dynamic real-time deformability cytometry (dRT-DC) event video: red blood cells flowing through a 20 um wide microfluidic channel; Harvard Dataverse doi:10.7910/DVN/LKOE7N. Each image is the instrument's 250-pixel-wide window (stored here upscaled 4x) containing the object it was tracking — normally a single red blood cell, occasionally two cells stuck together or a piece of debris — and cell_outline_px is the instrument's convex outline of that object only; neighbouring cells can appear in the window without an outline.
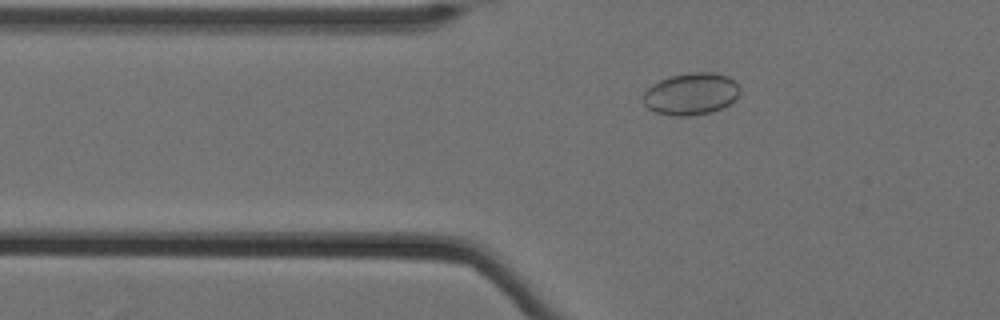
{"species": "Egyptian fruit bat (a non-hibernating species)", "species_latin": "Rousettus aegyptiacus", "temperature_condition": "cold", "stored_images_in_passage": 38, "camera_frame_rate_fps": 3000, "um_per_image_px": 0.085, "animal": {"sex": "female"}, "frame": {"image": 1, "passage_image": 3, "time_ms": 0.667, "image_size_px": [1000, 320], "cell_outline_px": [[740, 92], [736, 100], [712, 112], [688, 116], [676, 116], [656, 112], [648, 108], [640, 100], [640, 96], [652, 84], [660, 80], [672, 76], [688, 72], [712, 72], [728, 76], [740, 88]], "centroid_in_image_um": [58.71, 7.98], "position_along_channel_um": 67.1, "area_um2": 23.81}}
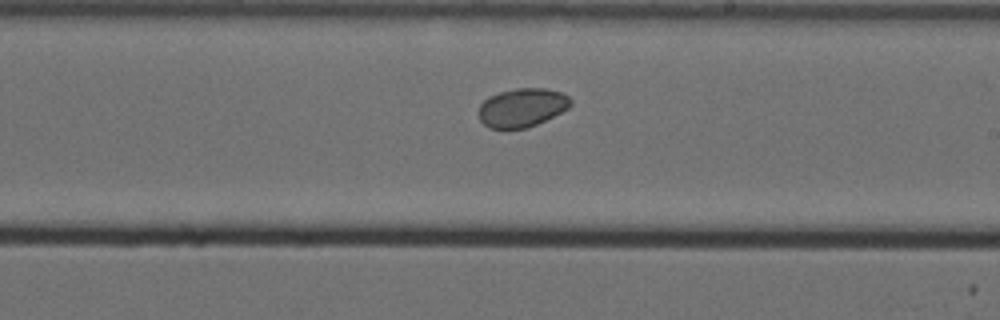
{"frame": {"image": 2, "passage_image": 19, "time_ms": 6.0, "image_size_px": [1000, 320], "cell_outline_px": [[572, 104], [568, 108], [536, 124], [524, 128], [508, 132], [488, 128], [480, 120], [476, 112], [480, 104], [488, 96], [500, 92], [516, 88], [544, 88], [564, 92], [572, 100]], "centroid_in_image_um": [44.31, 9.17], "position_along_channel_um": 244.7, "area_um2": 21.33}}
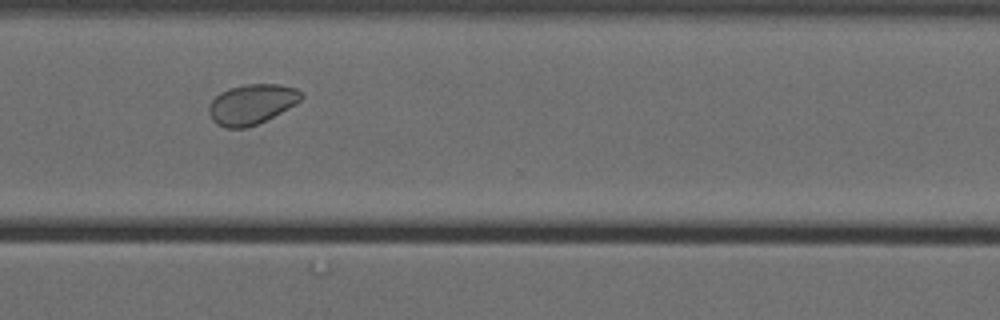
{"frame": {"image": 3, "passage_image": 28, "time_ms": 9.0, "image_size_px": [1000, 320], "cell_outline_px": [[304, 96], [296, 104], [248, 128], [224, 128], [216, 124], [212, 120], [208, 112], [208, 108], [212, 100], [220, 92], [228, 88], [244, 84], [280, 84], [296, 88], [304, 92]], "centroid_in_image_um": [21.38, 8.85], "position_along_channel_um": 349.2, "area_um2": 21.68}}